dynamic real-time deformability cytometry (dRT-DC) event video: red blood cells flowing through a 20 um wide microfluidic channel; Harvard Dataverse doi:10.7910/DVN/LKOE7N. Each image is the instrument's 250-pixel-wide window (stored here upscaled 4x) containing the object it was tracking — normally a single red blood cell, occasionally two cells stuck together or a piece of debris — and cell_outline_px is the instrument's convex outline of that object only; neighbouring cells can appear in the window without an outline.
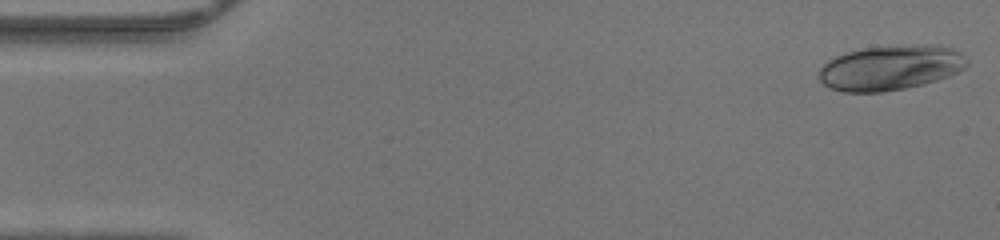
{"species": "human", "species_latin": "Homo sapiens", "temperature_condition": "warm", "stored_images_in_passage": 24, "camera_frame_rate_fps": 3000, "um_per_image_px": 0.085, "donor": {"sex": "male"}, "frame": {"image": 1, "passage_image": 1, "time_ms": 0.0, "image_size_px": [1000, 240], "cell_outline_px": [[968, 64], [964, 68], [948, 76], [924, 84], [904, 88], [880, 92], [844, 92], [828, 88], [820, 80], [820, 68], [828, 60], [844, 52], [864, 48], [916, 44], [940, 44], [952, 48], [960, 52], [968, 60]], "centroid_in_image_um": [75.7, 5.74], "position_along_channel_um": 9.3, "area_um2": 38.9}}
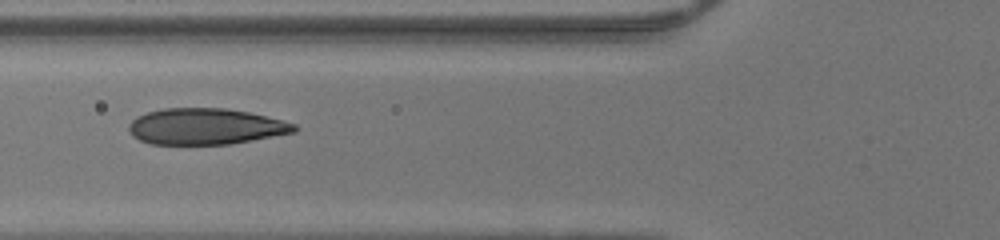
{"frame": {"image": 2, "passage_image": 17, "time_ms": 5.333, "image_size_px": [1000, 240], "cell_outline_px": [[300, 128], [296, 132], [252, 140], [228, 144], [148, 144], [132, 136], [128, 128], [128, 124], [136, 116], [148, 112], [164, 108], [224, 108], [248, 112], [284, 120], [296, 124]], "centroid_in_image_um": [17.48, 10.75], "position_along_channel_um": 108.3, "area_um2": 35.03}}
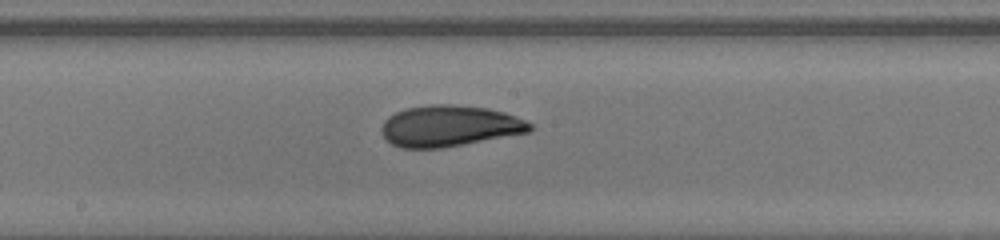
{"frame": {"image": 3, "passage_image": 24, "time_ms": 7.667, "image_size_px": [1000, 240], "cell_outline_px": [[532, 132], [464, 144], [440, 148], [400, 148], [392, 144], [384, 136], [380, 128], [384, 120], [388, 116], [404, 108], [428, 104], [452, 104], [488, 108], [504, 112], [516, 116], [532, 124]], "centroid_in_image_um": [38.2, 10.7], "position_along_channel_um": 210.0, "area_um2": 35.84}}